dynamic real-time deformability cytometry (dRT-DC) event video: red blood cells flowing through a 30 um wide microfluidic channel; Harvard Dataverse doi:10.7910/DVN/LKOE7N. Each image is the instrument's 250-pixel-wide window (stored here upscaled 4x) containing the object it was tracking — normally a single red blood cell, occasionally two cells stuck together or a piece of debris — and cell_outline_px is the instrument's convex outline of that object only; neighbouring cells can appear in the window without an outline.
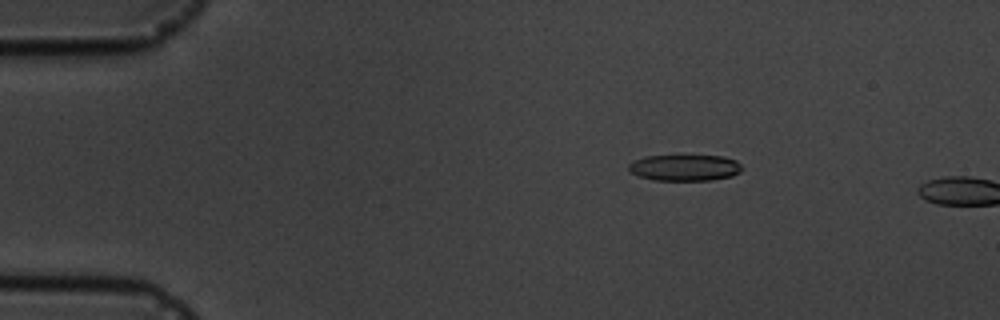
{"species": "common noctule bat (a hibernating species)", "species_latin": "Nyctalus noctula", "temperature_condition": "cold", "stored_images_in_passage": 3, "camera_frame_rate_fps": 3000, "um_per_image_px": 0.085, "animal": {"sex": "male", "body_mass_g": 19.5, "forearm_length_mm": 54.6}, "frame": {"image": 1, "passage_image": 2, "time_ms": 1.333, "image_size_px": [1000, 320], "cell_outline_px": [[744, 168], [740, 172], [732, 176], [712, 180], [656, 180], [640, 176], [628, 172], [628, 164], [644, 156], [724, 156], [736, 160]], "centroid_in_image_um": [58.23, 14.25], "position_along_channel_um": 26.8, "area_um2": 17.34}}